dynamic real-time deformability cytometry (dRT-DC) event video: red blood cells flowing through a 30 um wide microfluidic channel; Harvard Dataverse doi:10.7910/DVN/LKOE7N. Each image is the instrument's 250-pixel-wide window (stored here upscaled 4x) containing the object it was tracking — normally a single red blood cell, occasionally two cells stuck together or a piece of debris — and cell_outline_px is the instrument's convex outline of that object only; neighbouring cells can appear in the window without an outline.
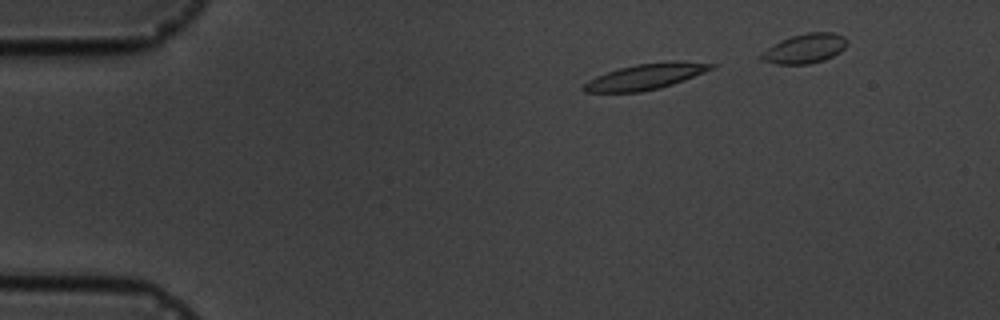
{"species": "common noctule bat (a hibernating species)", "species_latin": "Nyctalus noctula", "temperature_condition": "cold", "stored_images_in_passage": 6, "camera_frame_rate_fps": 3000, "um_per_image_px": 0.085, "animal": {"sex": "male", "body_mass_g": 19.5, "forearm_length_mm": 54.6}, "frame": {"image": 1, "passage_image": 2, "time_ms": 1.333, "image_size_px": [1000, 320], "cell_outline_px": [[716, 64], [712, 68], [704, 72], [672, 84], [660, 88], [640, 92], [584, 92], [580, 88], [588, 80], [596, 76], [620, 68], [636, 64], [676, 60], [680, 60]], "centroid_in_image_um": [54.85, 6.5], "position_along_channel_um": 30.2, "area_um2": 19.02}}
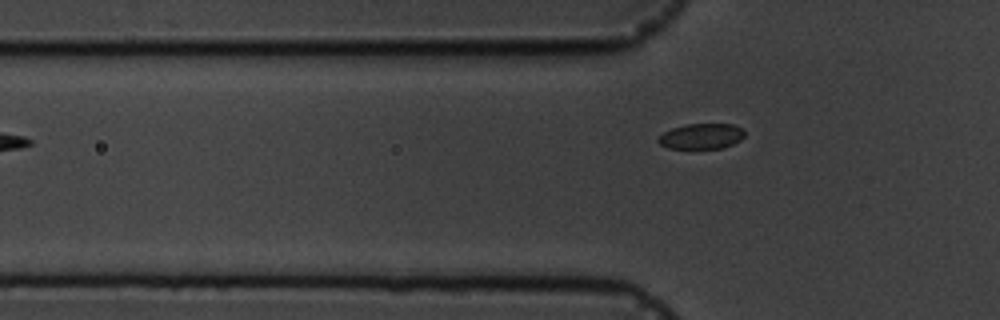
{"frame": {"image": 2, "passage_image": 6, "time_ms": 5.667, "image_size_px": [1000, 320], "cell_outline_px": [[744, 136], [740, 140], [724, 148], [668, 148], [660, 144], [656, 140], [664, 132], [672, 128], [684, 124], [732, 124], [740, 128], [744, 132]], "centroid_in_image_um": [59.6, 11.58], "position_along_channel_um": 66.2, "area_um2": 12.72}}